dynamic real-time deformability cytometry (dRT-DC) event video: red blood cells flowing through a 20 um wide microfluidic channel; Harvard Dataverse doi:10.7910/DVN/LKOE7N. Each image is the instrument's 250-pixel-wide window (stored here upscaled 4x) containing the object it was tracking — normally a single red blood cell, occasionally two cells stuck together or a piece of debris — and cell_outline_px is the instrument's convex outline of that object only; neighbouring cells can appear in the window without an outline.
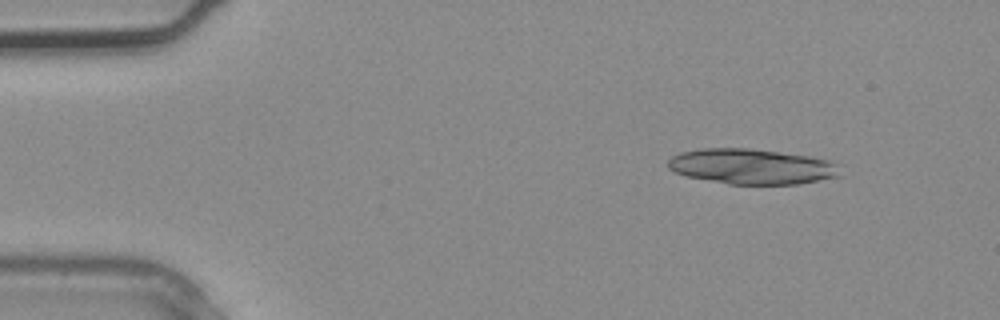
{"species": "common noctule bat (a hibernating species)", "species_latin": "Nyctalus noctula", "temperature_condition": "warm", "stored_images_in_passage": 2, "camera_frame_rate_fps": 3000, "um_per_image_px": 0.085, "animal": {"sex": "male", "body_mass_g": 20.4}, "frame": {"image": 1, "passage_image": 1, "time_ms": 0.0, "image_size_px": [1000, 320], "cell_outline_px": [[840, 176], [796, 184], [728, 184], [688, 176], [676, 172], [668, 168], [668, 160], [672, 156], [680, 152], [700, 148], [748, 148], [808, 156], [828, 160], [840, 164]], "centroid_in_image_um": [63.9, 14.15], "position_along_channel_um": 21.1, "area_um2": 35.32}}